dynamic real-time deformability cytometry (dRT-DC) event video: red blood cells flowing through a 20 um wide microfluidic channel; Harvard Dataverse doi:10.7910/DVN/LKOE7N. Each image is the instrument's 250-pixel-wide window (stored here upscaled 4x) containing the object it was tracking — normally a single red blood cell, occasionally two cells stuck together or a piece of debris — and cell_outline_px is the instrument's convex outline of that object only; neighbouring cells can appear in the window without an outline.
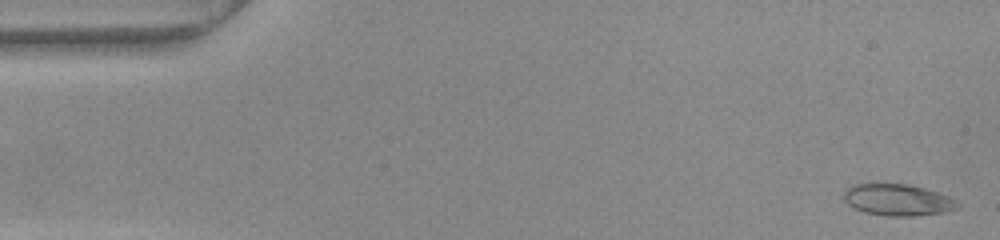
{"species": "common noctule bat (a hibernating species)", "species_latin": "Nyctalus noctula", "temperature_condition": "warm", "stored_images_in_passage": 53, "camera_frame_rate_fps": 3000, "um_per_image_px": 0.085, "animal": {"sex": "female", "body_mass_g": 22.0, "forearm_length_mm": 56.7}, "frame": {"image": 1, "passage_image": 2, "time_ms": 0.333, "image_size_px": [1000, 240], "cell_outline_px": [[960, 208], [944, 212], [912, 216], [888, 216], [864, 212], [848, 204], [844, 200], [844, 192], [852, 184], [876, 180], [880, 180], [908, 184], [924, 188], [948, 196], [956, 200], [960, 204]], "centroid_in_image_um": [76.26, 16.93], "position_along_channel_um": 8.7, "area_um2": 21.68}}
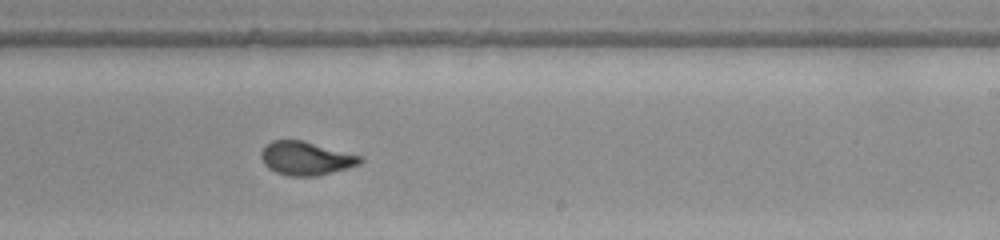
{"frame": {"image": 2, "passage_image": 32, "time_ms": 10.333, "image_size_px": [1000, 240], "cell_outline_px": [[364, 160], [360, 164], [316, 176], [288, 176], [276, 172], [268, 168], [264, 164], [260, 156], [260, 152], [272, 140], [300, 140], [360, 156]], "centroid_in_image_um": [25.96, 13.47], "position_along_channel_um": 263.0, "area_um2": 18.96}}
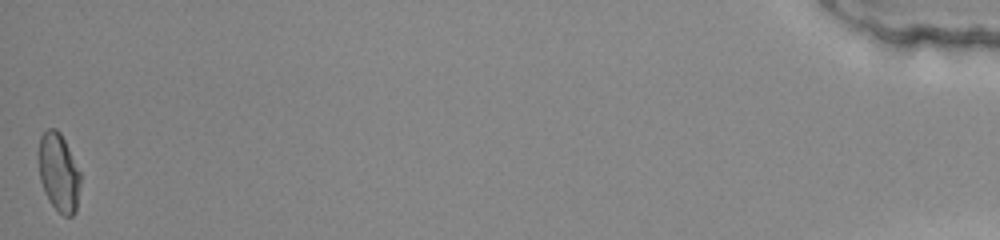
{"frame": {"image": 3, "passage_image": 53, "time_ms": 17.333, "image_size_px": [1000, 240], "cell_outline_px": [[80, 184], [76, 212], [72, 216], [64, 216], [48, 200], [44, 192], [40, 180], [36, 156], [36, 152], [40, 136], [48, 128], [56, 128], [60, 132], [80, 172]], "centroid_in_image_um": [4.94, 14.63], "position_along_channel_um": 430.3, "area_um2": 19.42}, "authors_computed_cell_mechanics": {"area_um2": 19.652, "velocity_mm_per_s": 3.8514, "shape_relaxation_time_tau1_ms": 5.8536, "shape_relaxation_time_tau2_ms": null, "deformation_change_tau1": 0.1782, "deformation_change_tau2": null}}